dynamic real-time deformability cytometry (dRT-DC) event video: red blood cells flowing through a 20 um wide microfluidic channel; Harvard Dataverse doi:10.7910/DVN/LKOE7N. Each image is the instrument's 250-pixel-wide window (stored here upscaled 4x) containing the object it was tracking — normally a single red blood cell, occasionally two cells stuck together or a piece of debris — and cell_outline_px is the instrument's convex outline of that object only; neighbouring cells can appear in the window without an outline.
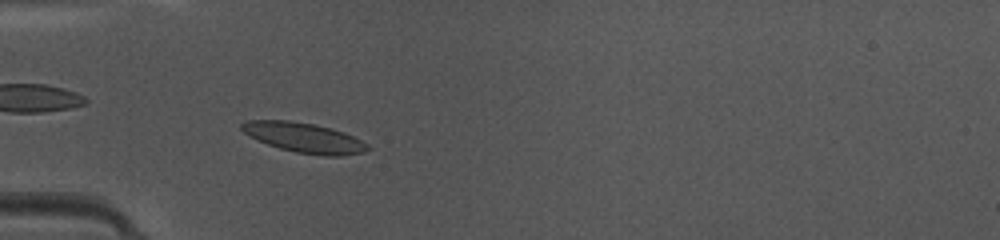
{"species": "common noctule bat (a hibernating species)", "species_latin": "Nyctalus noctula", "temperature_condition": "warm", "stored_images_in_passage": 35, "camera_frame_rate_fps": 3000, "um_per_image_px": 0.085, "animal": {"sex": "female", "body_mass_g": 10.0, "forearm_length_mm": 53.1}, "frame": {"image": 1, "passage_image": 2, "time_ms": 0.333, "image_size_px": [1000, 240], "cell_outline_px": [[372, 148], [364, 152], [340, 156], [324, 156], [296, 152], [280, 148], [256, 140], [244, 132], [240, 128], [240, 124], [248, 120], [288, 120], [312, 124], [332, 128], [344, 132], [368, 144]], "centroid_in_image_um": [25.85, 11.7], "position_along_channel_um": 59.1, "area_um2": 21.91}}
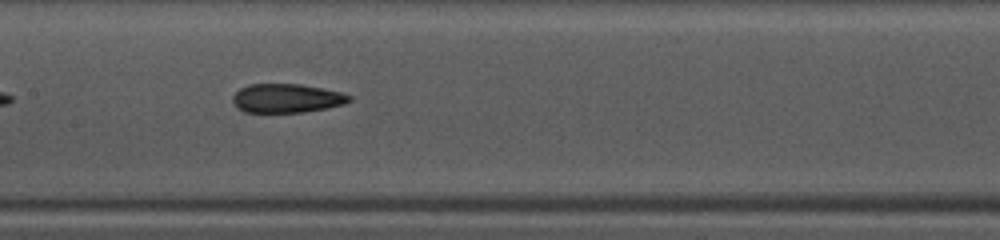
{"frame": {"image": 2, "passage_image": 11, "time_ms": 3.333, "image_size_px": [1000, 240], "cell_outline_px": [[352, 100], [344, 104], [328, 108], [304, 112], [244, 112], [236, 108], [232, 100], [232, 96], [240, 88], [248, 84], [300, 84], [340, 92], [352, 96]], "centroid_in_image_um": [24.35, 8.36], "position_along_channel_um": 183.1, "area_um2": 19.71}}
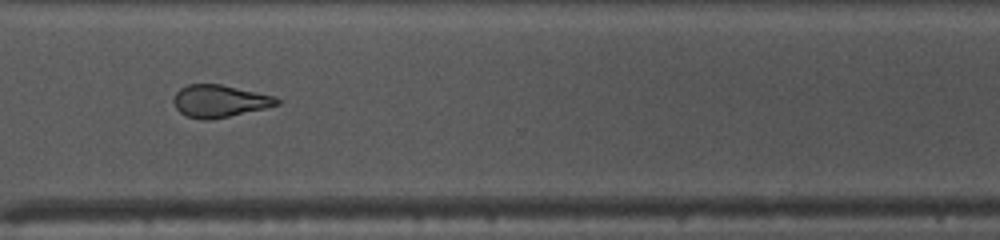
{"frame": {"image": 3, "passage_image": 23, "time_ms": 7.333, "image_size_px": [1000, 240], "cell_outline_px": [[280, 104], [264, 108], [212, 120], [204, 120], [188, 116], [180, 112], [176, 108], [172, 100], [176, 92], [180, 88], [188, 84], [220, 84], [276, 96], [280, 100]], "centroid_in_image_um": [18.65, 8.58], "position_along_channel_um": 351.9, "area_um2": 19.42}, "authors_computed_cell_mechanics": {"area_um2": 20.0566, "velocity_mm_per_s": 4.2372, "shape_relaxation_time_tau1_ms": null, "shape_relaxation_time_tau2_ms": 2.5375, "deformation_change_tau1": null, "deformation_change_tau2": 0.1067}}